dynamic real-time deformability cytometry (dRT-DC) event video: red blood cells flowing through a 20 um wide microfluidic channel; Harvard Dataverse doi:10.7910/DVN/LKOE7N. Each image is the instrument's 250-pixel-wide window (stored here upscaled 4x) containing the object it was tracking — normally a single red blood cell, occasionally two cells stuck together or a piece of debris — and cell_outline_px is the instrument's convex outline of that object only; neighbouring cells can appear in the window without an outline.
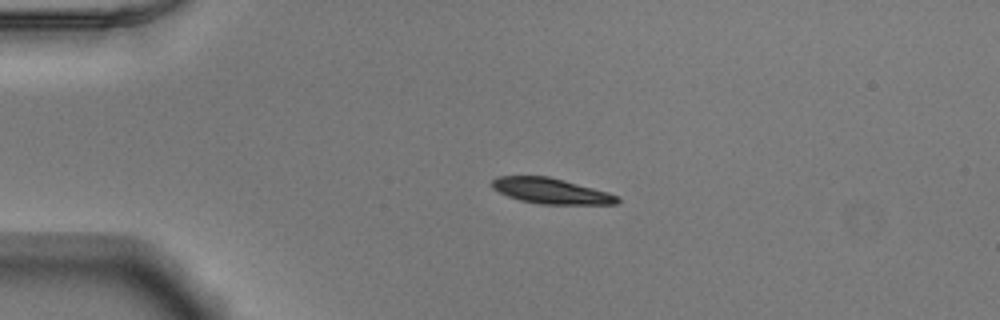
{"species": "Egyptian fruit bat (a non-hibernating species)", "species_latin": "Rousettus aegyptiacus", "temperature_condition": "warm", "stored_images_in_passage": 41, "camera_frame_rate_fps": 3000, "um_per_image_px": 0.085, "animal": {"sex": "male"}, "frame": {"image": 1, "passage_image": 1, "time_ms": 0.0, "image_size_px": [1000, 320], "cell_outline_px": [[620, 200], [616, 204], [540, 204], [520, 200], [508, 196], [492, 188], [492, 180], [496, 176], [548, 176], [564, 180], [608, 192], [620, 196]], "centroid_in_image_um": [46.84, 16.23], "position_along_channel_um": 38.2, "area_um2": 18.61}}
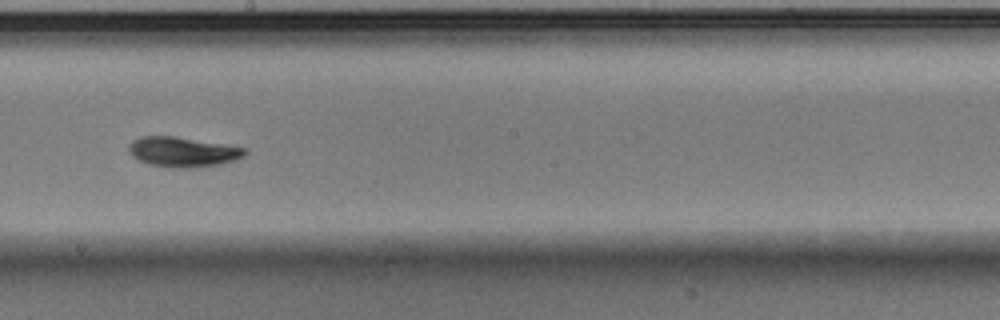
{"frame": {"image": 2, "passage_image": 19, "time_ms": 6.0, "image_size_px": [1000, 320], "cell_outline_px": [[248, 152], [244, 156], [236, 160], [220, 164], [196, 168], [172, 168], [148, 164], [132, 156], [128, 148], [128, 144], [132, 140], [140, 136], [172, 136], [244, 148]], "centroid_in_image_um": [15.5, 12.93], "position_along_channel_um": 232.7, "area_um2": 20.17}}
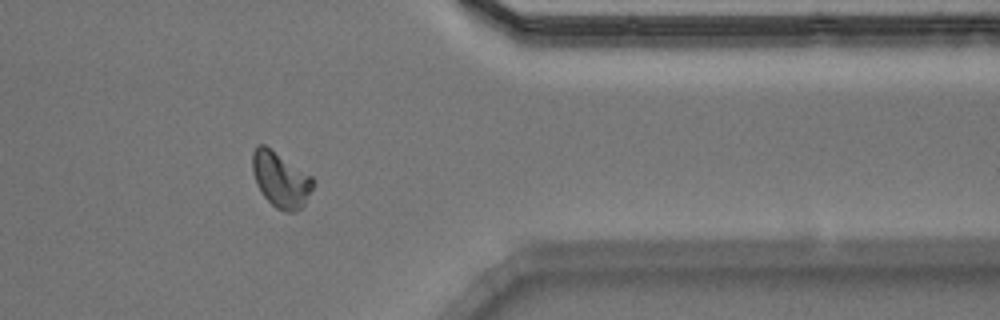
{"frame": {"image": 3, "passage_image": 32, "time_ms": 10.333, "image_size_px": [1000, 320], "cell_outline_px": [[316, 184], [304, 204], [296, 212], [284, 212], [276, 208], [264, 196], [256, 184], [252, 172], [252, 152], [256, 144], [264, 144], [312, 176], [316, 180]], "centroid_in_image_um": [23.86, 15.26], "position_along_channel_um": 387.5, "area_um2": 19.77}, "authors_computed_cell_mechanics": {"area_um2": 19.5942, "velocity_mm_per_s": 3.8689, "shape_relaxation_time_tau1_ms": 3.2116, "shape_relaxation_time_tau2_ms": 3.54, "deformation_change_tau1": 0.1101, "deformation_change_tau2": 0.0598}}